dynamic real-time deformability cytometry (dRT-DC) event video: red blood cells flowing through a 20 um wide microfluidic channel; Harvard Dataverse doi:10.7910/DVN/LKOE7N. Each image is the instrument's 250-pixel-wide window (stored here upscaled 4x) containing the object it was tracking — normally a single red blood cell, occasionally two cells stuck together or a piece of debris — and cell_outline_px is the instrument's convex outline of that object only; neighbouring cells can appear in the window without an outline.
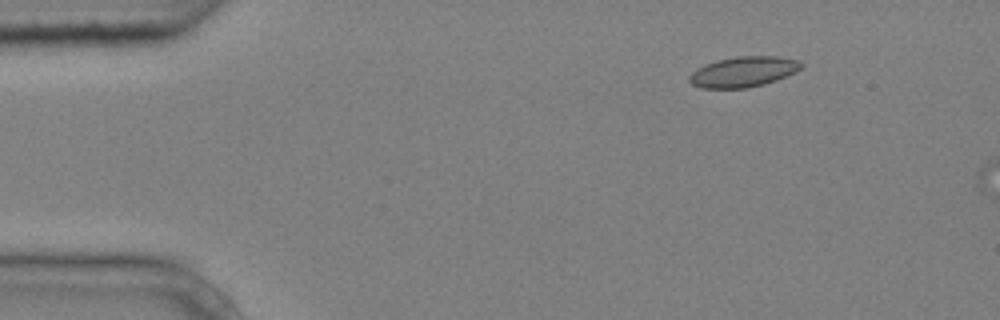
{"species": "common noctule bat (a hibernating species)", "species_latin": "Nyctalus noctula", "temperature_condition": "cold", "stored_images_in_passage": 3, "camera_frame_rate_fps": 3000, "um_per_image_px": 0.085, "animal": {"sex": "male", "body_mass_g": 20.4}, "frame": {"image": 1, "passage_image": 2, "time_ms": 0.333, "image_size_px": [1000, 320], "cell_outline_px": [[804, 64], [796, 72], [776, 80], [764, 84], [748, 88], [700, 88], [692, 84], [688, 80], [688, 76], [696, 68], [716, 60], [736, 56], [776, 56], [800, 60]], "centroid_in_image_um": [63.18, 6.1], "position_along_channel_um": 21.8, "area_um2": 20.0}}